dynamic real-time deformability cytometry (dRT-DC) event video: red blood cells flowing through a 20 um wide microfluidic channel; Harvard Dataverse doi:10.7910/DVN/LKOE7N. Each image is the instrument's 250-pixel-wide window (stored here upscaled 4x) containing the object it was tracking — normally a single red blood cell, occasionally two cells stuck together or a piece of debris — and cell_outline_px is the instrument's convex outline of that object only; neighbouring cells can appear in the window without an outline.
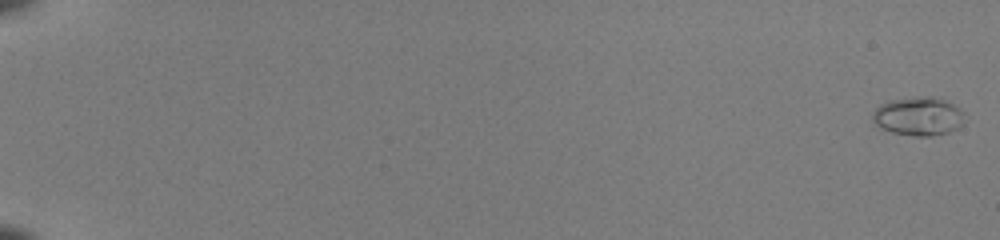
{"species": "common noctule bat (a hibernating species)", "species_latin": "Nyctalus noctula", "temperature_condition": "room temperature", "stored_images_in_passage": 53, "camera_frame_rate_fps": 3000, "um_per_image_px": 0.085, "animal": {"sex": "female", "body_mass_g": 22.0, "forearm_length_mm": 56.7}, "frame": {"image": 1, "passage_image": 1, "time_ms": 0.0, "image_size_px": [1000, 240], "cell_outline_px": [[964, 124], [948, 132], [932, 136], [916, 136], [892, 132], [880, 128], [872, 120], [872, 112], [880, 104], [888, 100], [920, 96], [932, 96], [944, 100], [960, 108], [964, 112]], "centroid_in_image_um": [78.06, 9.87], "position_along_channel_um": 6.9, "area_um2": 20.87}}
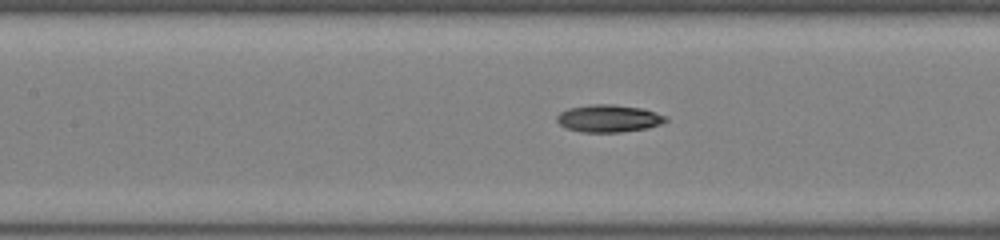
{"frame": {"image": 2, "passage_image": 28, "time_ms": 9.0, "image_size_px": [1000, 240], "cell_outline_px": [[668, 120], [660, 124], [648, 128], [620, 132], [584, 132], [564, 128], [556, 120], [556, 116], [560, 112], [568, 108], [588, 104], [612, 104], [644, 108], [668, 116]], "centroid_in_image_um": [51.74, 10.06], "position_along_channel_um": 155.7, "area_um2": 17.63}}
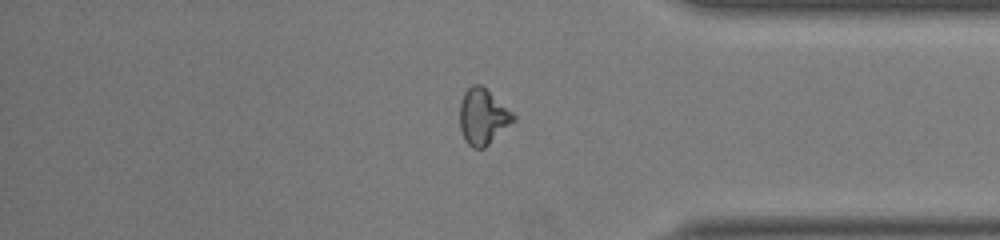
{"frame": {"image": 3, "passage_image": 46, "time_ms": 15.0, "image_size_px": [1000, 240], "cell_outline_px": [[516, 120], [484, 148], [472, 148], [464, 140], [460, 128], [460, 100], [464, 92], [472, 84], [480, 84], [512, 112], [516, 116]], "centroid_in_image_um": [41.03, 9.93], "position_along_channel_um": 394.2, "area_um2": 17.34}, "authors_computed_cell_mechanics": {"area_um2": 17.2822, "velocity_mm_per_s": 4.117, "shape_relaxation_time_tau1_ms": 6.4451, "shape_relaxation_time_tau2_ms": 4.1383, "deformation_change_tau1": 0.2009, "deformation_change_tau2": 0.1003}}